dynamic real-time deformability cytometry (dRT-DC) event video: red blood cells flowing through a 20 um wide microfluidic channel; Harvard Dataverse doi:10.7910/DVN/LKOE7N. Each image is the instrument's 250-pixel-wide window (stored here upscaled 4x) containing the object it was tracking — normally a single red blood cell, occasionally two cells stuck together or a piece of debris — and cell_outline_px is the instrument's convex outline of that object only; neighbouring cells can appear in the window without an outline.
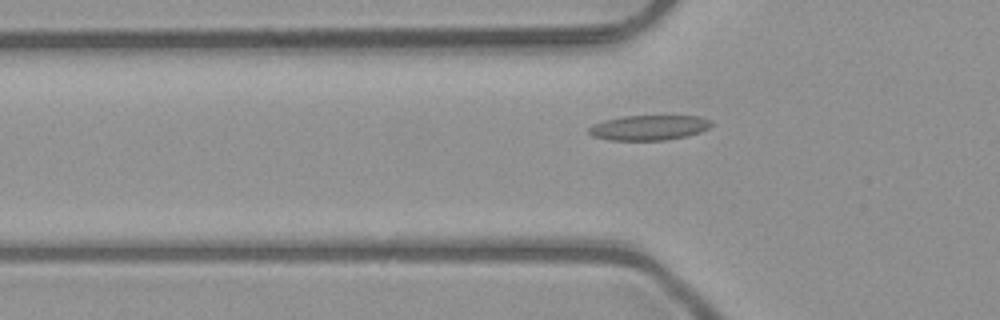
{"species": "common noctule bat (a hibernating species)", "species_latin": "Nyctalus noctula", "temperature_condition": "room temperature", "stored_images_in_passage": 44, "camera_frame_rate_fps": 3000, "um_per_image_px": 0.085, "animal": {"sex": "male", "body_mass_g": 23.1, "forearm_length_mm": 52.7}, "frame": {"image": 1, "passage_image": 10, "time_ms": 3.0, "image_size_px": [1000, 320], "cell_outline_px": [[712, 124], [708, 128], [700, 132], [684, 136], [664, 140], [608, 140], [592, 136], [588, 132], [588, 128], [592, 124], [604, 120], [624, 116], [700, 116], [708, 120]], "centroid_in_image_um": [55.1, 10.85], "position_along_channel_um": 70.7, "area_um2": 17.74}}
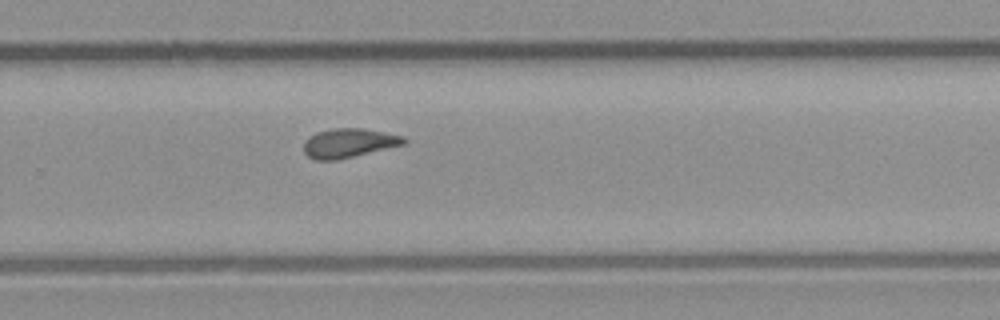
{"frame": {"image": 2, "passage_image": 27, "time_ms": 8.667, "image_size_px": [1000, 320], "cell_outline_px": [[408, 140], [404, 144], [336, 160], [316, 160], [308, 156], [304, 152], [304, 144], [308, 136], [316, 132], [332, 128], [364, 128], [404, 136]], "centroid_in_image_um": [29.63, 12.14], "position_along_channel_um": 300.2, "area_um2": 16.94}}
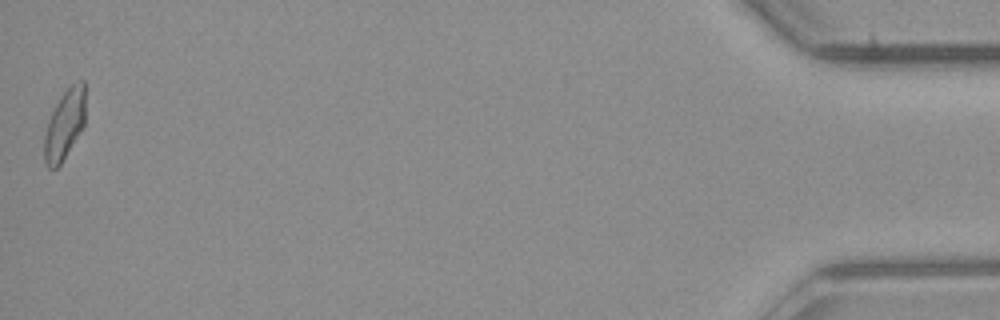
{"frame": {"image": 3, "passage_image": 44, "time_ms": 14.333, "image_size_px": [1000, 320], "cell_outline_px": [[84, 124], [80, 132], [60, 164], [56, 168], [48, 168], [44, 160], [44, 136], [48, 120], [60, 96], [76, 80], [84, 80]], "centroid_in_image_um": [5.47, 10.58], "position_along_channel_um": 429.7, "area_um2": 16.47}, "authors_computed_cell_mechanics": {"area_um2": 16.9643, "velocity_mm_per_s": 4.0328, "shape_relaxation_time_tau1_ms": null, "shape_relaxation_time_tau2_ms": 2.7645, "deformation_change_tau1": null, "deformation_change_tau2": 0.0859}}